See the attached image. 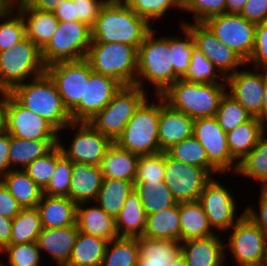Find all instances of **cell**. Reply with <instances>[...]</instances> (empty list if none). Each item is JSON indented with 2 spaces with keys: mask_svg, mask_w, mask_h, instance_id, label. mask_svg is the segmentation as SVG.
I'll list each match as a JSON object with an SVG mask.
<instances>
[{
  "mask_svg": "<svg viewBox=\"0 0 267 266\" xmlns=\"http://www.w3.org/2000/svg\"><path fill=\"white\" fill-rule=\"evenodd\" d=\"M267 129L262 133L258 143L239 163L234 175L258 181L267 185Z\"/></svg>",
  "mask_w": 267,
  "mask_h": 266,
  "instance_id": "39",
  "label": "cell"
},
{
  "mask_svg": "<svg viewBox=\"0 0 267 266\" xmlns=\"http://www.w3.org/2000/svg\"><path fill=\"white\" fill-rule=\"evenodd\" d=\"M166 153L174 160L205 169L212 177L213 174H221L208 161L204 147L194 136L186 138L183 141L173 145L166 151Z\"/></svg>",
  "mask_w": 267,
  "mask_h": 266,
  "instance_id": "40",
  "label": "cell"
},
{
  "mask_svg": "<svg viewBox=\"0 0 267 266\" xmlns=\"http://www.w3.org/2000/svg\"><path fill=\"white\" fill-rule=\"evenodd\" d=\"M204 23L221 43L233 49L246 63L249 61L255 44L256 23L233 13L212 16Z\"/></svg>",
  "mask_w": 267,
  "mask_h": 266,
  "instance_id": "12",
  "label": "cell"
},
{
  "mask_svg": "<svg viewBox=\"0 0 267 266\" xmlns=\"http://www.w3.org/2000/svg\"><path fill=\"white\" fill-rule=\"evenodd\" d=\"M155 98L159 101H148L146 98L137 108L123 132L114 141L120 148L139 156L161 152L158 123L162 108V96L155 95Z\"/></svg>",
  "mask_w": 267,
  "mask_h": 266,
  "instance_id": "5",
  "label": "cell"
},
{
  "mask_svg": "<svg viewBox=\"0 0 267 266\" xmlns=\"http://www.w3.org/2000/svg\"><path fill=\"white\" fill-rule=\"evenodd\" d=\"M53 13L59 22L75 21V10L72 0H62Z\"/></svg>",
  "mask_w": 267,
  "mask_h": 266,
  "instance_id": "59",
  "label": "cell"
},
{
  "mask_svg": "<svg viewBox=\"0 0 267 266\" xmlns=\"http://www.w3.org/2000/svg\"><path fill=\"white\" fill-rule=\"evenodd\" d=\"M215 178L214 175L206 183L198 201L202 204L212 229L222 232L230 230L243 217L245 211L236 216L238 206L235 196Z\"/></svg>",
  "mask_w": 267,
  "mask_h": 266,
  "instance_id": "15",
  "label": "cell"
},
{
  "mask_svg": "<svg viewBox=\"0 0 267 266\" xmlns=\"http://www.w3.org/2000/svg\"><path fill=\"white\" fill-rule=\"evenodd\" d=\"M14 7L24 20L26 37L42 50L51 40L59 24L54 13L36 10L25 0H16Z\"/></svg>",
  "mask_w": 267,
  "mask_h": 266,
  "instance_id": "23",
  "label": "cell"
},
{
  "mask_svg": "<svg viewBox=\"0 0 267 266\" xmlns=\"http://www.w3.org/2000/svg\"><path fill=\"white\" fill-rule=\"evenodd\" d=\"M103 179L100 166L73 162L70 199L77 205L94 203Z\"/></svg>",
  "mask_w": 267,
  "mask_h": 266,
  "instance_id": "24",
  "label": "cell"
},
{
  "mask_svg": "<svg viewBox=\"0 0 267 266\" xmlns=\"http://www.w3.org/2000/svg\"><path fill=\"white\" fill-rule=\"evenodd\" d=\"M219 233L180 242V253L188 266H225L226 248Z\"/></svg>",
  "mask_w": 267,
  "mask_h": 266,
  "instance_id": "20",
  "label": "cell"
},
{
  "mask_svg": "<svg viewBox=\"0 0 267 266\" xmlns=\"http://www.w3.org/2000/svg\"><path fill=\"white\" fill-rule=\"evenodd\" d=\"M73 162L62 155L57 161L55 171L43 194L48 196L69 197Z\"/></svg>",
  "mask_w": 267,
  "mask_h": 266,
  "instance_id": "49",
  "label": "cell"
},
{
  "mask_svg": "<svg viewBox=\"0 0 267 266\" xmlns=\"http://www.w3.org/2000/svg\"><path fill=\"white\" fill-rule=\"evenodd\" d=\"M62 155L61 149L56 145L47 154L31 162L24 171L43 190L53 176L56 161Z\"/></svg>",
  "mask_w": 267,
  "mask_h": 266,
  "instance_id": "47",
  "label": "cell"
},
{
  "mask_svg": "<svg viewBox=\"0 0 267 266\" xmlns=\"http://www.w3.org/2000/svg\"><path fill=\"white\" fill-rule=\"evenodd\" d=\"M91 72L85 58L57 62L46 67V73L54 81L73 122H84L85 79H89Z\"/></svg>",
  "mask_w": 267,
  "mask_h": 266,
  "instance_id": "7",
  "label": "cell"
},
{
  "mask_svg": "<svg viewBox=\"0 0 267 266\" xmlns=\"http://www.w3.org/2000/svg\"><path fill=\"white\" fill-rule=\"evenodd\" d=\"M134 191L147 215L161 212L178 203L164 181L134 182Z\"/></svg>",
  "mask_w": 267,
  "mask_h": 266,
  "instance_id": "38",
  "label": "cell"
},
{
  "mask_svg": "<svg viewBox=\"0 0 267 266\" xmlns=\"http://www.w3.org/2000/svg\"><path fill=\"white\" fill-rule=\"evenodd\" d=\"M12 236V219L0 215V252L10 245Z\"/></svg>",
  "mask_w": 267,
  "mask_h": 266,
  "instance_id": "60",
  "label": "cell"
},
{
  "mask_svg": "<svg viewBox=\"0 0 267 266\" xmlns=\"http://www.w3.org/2000/svg\"><path fill=\"white\" fill-rule=\"evenodd\" d=\"M137 15L150 24L159 20L168 11L176 8L183 11V0H123Z\"/></svg>",
  "mask_w": 267,
  "mask_h": 266,
  "instance_id": "48",
  "label": "cell"
},
{
  "mask_svg": "<svg viewBox=\"0 0 267 266\" xmlns=\"http://www.w3.org/2000/svg\"><path fill=\"white\" fill-rule=\"evenodd\" d=\"M42 231V224L38 209L22 208L12 219V236L10 244L29 243L37 240Z\"/></svg>",
  "mask_w": 267,
  "mask_h": 266,
  "instance_id": "42",
  "label": "cell"
},
{
  "mask_svg": "<svg viewBox=\"0 0 267 266\" xmlns=\"http://www.w3.org/2000/svg\"><path fill=\"white\" fill-rule=\"evenodd\" d=\"M194 120L184 112L175 110L162 98L158 123L159 146L166 152L173 145L193 136Z\"/></svg>",
  "mask_w": 267,
  "mask_h": 266,
  "instance_id": "21",
  "label": "cell"
},
{
  "mask_svg": "<svg viewBox=\"0 0 267 266\" xmlns=\"http://www.w3.org/2000/svg\"><path fill=\"white\" fill-rule=\"evenodd\" d=\"M138 238L118 237L107 243L101 266H136Z\"/></svg>",
  "mask_w": 267,
  "mask_h": 266,
  "instance_id": "41",
  "label": "cell"
},
{
  "mask_svg": "<svg viewBox=\"0 0 267 266\" xmlns=\"http://www.w3.org/2000/svg\"><path fill=\"white\" fill-rule=\"evenodd\" d=\"M193 136L204 147L208 161L221 173L236 172L238 162L231 156L227 133L215 116L194 120Z\"/></svg>",
  "mask_w": 267,
  "mask_h": 266,
  "instance_id": "16",
  "label": "cell"
},
{
  "mask_svg": "<svg viewBox=\"0 0 267 266\" xmlns=\"http://www.w3.org/2000/svg\"><path fill=\"white\" fill-rule=\"evenodd\" d=\"M165 152L139 156L134 182L164 181Z\"/></svg>",
  "mask_w": 267,
  "mask_h": 266,
  "instance_id": "51",
  "label": "cell"
},
{
  "mask_svg": "<svg viewBox=\"0 0 267 266\" xmlns=\"http://www.w3.org/2000/svg\"><path fill=\"white\" fill-rule=\"evenodd\" d=\"M25 37V23L20 12L14 6L0 12V52L13 48Z\"/></svg>",
  "mask_w": 267,
  "mask_h": 266,
  "instance_id": "43",
  "label": "cell"
},
{
  "mask_svg": "<svg viewBox=\"0 0 267 266\" xmlns=\"http://www.w3.org/2000/svg\"><path fill=\"white\" fill-rule=\"evenodd\" d=\"M240 15L256 24L267 21V0H248Z\"/></svg>",
  "mask_w": 267,
  "mask_h": 266,
  "instance_id": "56",
  "label": "cell"
},
{
  "mask_svg": "<svg viewBox=\"0 0 267 266\" xmlns=\"http://www.w3.org/2000/svg\"><path fill=\"white\" fill-rule=\"evenodd\" d=\"M72 128L74 136L70 146L61 142L58 136V146L62 154L72 162L100 166L104 154L113 141L106 135L96 131L88 122H71L64 129Z\"/></svg>",
  "mask_w": 267,
  "mask_h": 266,
  "instance_id": "13",
  "label": "cell"
},
{
  "mask_svg": "<svg viewBox=\"0 0 267 266\" xmlns=\"http://www.w3.org/2000/svg\"><path fill=\"white\" fill-rule=\"evenodd\" d=\"M75 10V21L85 23L93 27L98 18L101 8L108 0H72Z\"/></svg>",
  "mask_w": 267,
  "mask_h": 266,
  "instance_id": "54",
  "label": "cell"
},
{
  "mask_svg": "<svg viewBox=\"0 0 267 266\" xmlns=\"http://www.w3.org/2000/svg\"><path fill=\"white\" fill-rule=\"evenodd\" d=\"M182 24L191 31L195 49L203 53L225 78L240 67H247V63L233 49L221 43L204 22Z\"/></svg>",
  "mask_w": 267,
  "mask_h": 266,
  "instance_id": "17",
  "label": "cell"
},
{
  "mask_svg": "<svg viewBox=\"0 0 267 266\" xmlns=\"http://www.w3.org/2000/svg\"><path fill=\"white\" fill-rule=\"evenodd\" d=\"M16 0H0V12L14 6Z\"/></svg>",
  "mask_w": 267,
  "mask_h": 266,
  "instance_id": "65",
  "label": "cell"
},
{
  "mask_svg": "<svg viewBox=\"0 0 267 266\" xmlns=\"http://www.w3.org/2000/svg\"><path fill=\"white\" fill-rule=\"evenodd\" d=\"M257 211L252 206L245 208V215L252 220L267 236V185L261 186Z\"/></svg>",
  "mask_w": 267,
  "mask_h": 266,
  "instance_id": "55",
  "label": "cell"
},
{
  "mask_svg": "<svg viewBox=\"0 0 267 266\" xmlns=\"http://www.w3.org/2000/svg\"><path fill=\"white\" fill-rule=\"evenodd\" d=\"M183 11L193 14V22H204L226 13V0H183Z\"/></svg>",
  "mask_w": 267,
  "mask_h": 266,
  "instance_id": "52",
  "label": "cell"
},
{
  "mask_svg": "<svg viewBox=\"0 0 267 266\" xmlns=\"http://www.w3.org/2000/svg\"><path fill=\"white\" fill-rule=\"evenodd\" d=\"M226 92V82L195 83L180 78L161 96L171 108L195 120L215 116Z\"/></svg>",
  "mask_w": 267,
  "mask_h": 266,
  "instance_id": "4",
  "label": "cell"
},
{
  "mask_svg": "<svg viewBox=\"0 0 267 266\" xmlns=\"http://www.w3.org/2000/svg\"><path fill=\"white\" fill-rule=\"evenodd\" d=\"M78 232L77 224L58 229L42 228L36 242L41 252L46 251L58 266H65L71 257Z\"/></svg>",
  "mask_w": 267,
  "mask_h": 266,
  "instance_id": "25",
  "label": "cell"
},
{
  "mask_svg": "<svg viewBox=\"0 0 267 266\" xmlns=\"http://www.w3.org/2000/svg\"><path fill=\"white\" fill-rule=\"evenodd\" d=\"M58 140H27L11 136L9 160L10 170H24L31 162L47 154ZM20 168H14L16 166Z\"/></svg>",
  "mask_w": 267,
  "mask_h": 266,
  "instance_id": "35",
  "label": "cell"
},
{
  "mask_svg": "<svg viewBox=\"0 0 267 266\" xmlns=\"http://www.w3.org/2000/svg\"><path fill=\"white\" fill-rule=\"evenodd\" d=\"M256 71V72H255ZM237 70L225 78L227 93L253 117L262 113L264 70ZM262 71V72H260Z\"/></svg>",
  "mask_w": 267,
  "mask_h": 266,
  "instance_id": "19",
  "label": "cell"
},
{
  "mask_svg": "<svg viewBox=\"0 0 267 266\" xmlns=\"http://www.w3.org/2000/svg\"><path fill=\"white\" fill-rule=\"evenodd\" d=\"M181 242L216 234L199 201L179 203Z\"/></svg>",
  "mask_w": 267,
  "mask_h": 266,
  "instance_id": "33",
  "label": "cell"
},
{
  "mask_svg": "<svg viewBox=\"0 0 267 266\" xmlns=\"http://www.w3.org/2000/svg\"><path fill=\"white\" fill-rule=\"evenodd\" d=\"M139 257L136 266H171L180 254V242L169 239L138 237Z\"/></svg>",
  "mask_w": 267,
  "mask_h": 266,
  "instance_id": "29",
  "label": "cell"
},
{
  "mask_svg": "<svg viewBox=\"0 0 267 266\" xmlns=\"http://www.w3.org/2000/svg\"><path fill=\"white\" fill-rule=\"evenodd\" d=\"M86 204L80 203L77 206L76 224L79 232L103 238L108 242L118 238L115 218L97 204L90 207Z\"/></svg>",
  "mask_w": 267,
  "mask_h": 266,
  "instance_id": "27",
  "label": "cell"
},
{
  "mask_svg": "<svg viewBox=\"0 0 267 266\" xmlns=\"http://www.w3.org/2000/svg\"><path fill=\"white\" fill-rule=\"evenodd\" d=\"M219 77L221 80H219ZM195 83H223L225 77L218 72L214 64L203 53L195 49L192 53L190 66L181 78Z\"/></svg>",
  "mask_w": 267,
  "mask_h": 266,
  "instance_id": "45",
  "label": "cell"
},
{
  "mask_svg": "<svg viewBox=\"0 0 267 266\" xmlns=\"http://www.w3.org/2000/svg\"><path fill=\"white\" fill-rule=\"evenodd\" d=\"M152 29L123 0H108L91 28L92 43H122L139 49Z\"/></svg>",
  "mask_w": 267,
  "mask_h": 266,
  "instance_id": "1",
  "label": "cell"
},
{
  "mask_svg": "<svg viewBox=\"0 0 267 266\" xmlns=\"http://www.w3.org/2000/svg\"><path fill=\"white\" fill-rule=\"evenodd\" d=\"M181 28L184 39L178 36H169V48L173 52V68L179 78H182L188 70L192 53L195 50L191 31L184 24H181Z\"/></svg>",
  "mask_w": 267,
  "mask_h": 266,
  "instance_id": "44",
  "label": "cell"
},
{
  "mask_svg": "<svg viewBox=\"0 0 267 266\" xmlns=\"http://www.w3.org/2000/svg\"><path fill=\"white\" fill-rule=\"evenodd\" d=\"M248 0H226V13L240 14Z\"/></svg>",
  "mask_w": 267,
  "mask_h": 266,
  "instance_id": "64",
  "label": "cell"
},
{
  "mask_svg": "<svg viewBox=\"0 0 267 266\" xmlns=\"http://www.w3.org/2000/svg\"><path fill=\"white\" fill-rule=\"evenodd\" d=\"M134 191V182L117 179H103L94 203L116 218L128 196Z\"/></svg>",
  "mask_w": 267,
  "mask_h": 266,
  "instance_id": "37",
  "label": "cell"
},
{
  "mask_svg": "<svg viewBox=\"0 0 267 266\" xmlns=\"http://www.w3.org/2000/svg\"><path fill=\"white\" fill-rule=\"evenodd\" d=\"M11 95L22 106L43 117L58 133L72 122L54 81L47 73L16 85Z\"/></svg>",
  "mask_w": 267,
  "mask_h": 266,
  "instance_id": "3",
  "label": "cell"
},
{
  "mask_svg": "<svg viewBox=\"0 0 267 266\" xmlns=\"http://www.w3.org/2000/svg\"><path fill=\"white\" fill-rule=\"evenodd\" d=\"M146 98H148L147 92L139 86H122L105 108L88 123L114 142Z\"/></svg>",
  "mask_w": 267,
  "mask_h": 266,
  "instance_id": "9",
  "label": "cell"
},
{
  "mask_svg": "<svg viewBox=\"0 0 267 266\" xmlns=\"http://www.w3.org/2000/svg\"><path fill=\"white\" fill-rule=\"evenodd\" d=\"M10 139L11 135L7 131L0 133V177L10 171Z\"/></svg>",
  "mask_w": 267,
  "mask_h": 266,
  "instance_id": "58",
  "label": "cell"
},
{
  "mask_svg": "<svg viewBox=\"0 0 267 266\" xmlns=\"http://www.w3.org/2000/svg\"><path fill=\"white\" fill-rule=\"evenodd\" d=\"M253 64L255 69L267 70V21L259 23L255 30V44L252 56L247 65Z\"/></svg>",
  "mask_w": 267,
  "mask_h": 266,
  "instance_id": "53",
  "label": "cell"
},
{
  "mask_svg": "<svg viewBox=\"0 0 267 266\" xmlns=\"http://www.w3.org/2000/svg\"><path fill=\"white\" fill-rule=\"evenodd\" d=\"M147 214L138 194L133 191L115 218L118 237L138 238L143 236Z\"/></svg>",
  "mask_w": 267,
  "mask_h": 266,
  "instance_id": "32",
  "label": "cell"
},
{
  "mask_svg": "<svg viewBox=\"0 0 267 266\" xmlns=\"http://www.w3.org/2000/svg\"><path fill=\"white\" fill-rule=\"evenodd\" d=\"M266 129L258 117L252 116L247 122L228 131L227 141L231 156L239 163L254 149Z\"/></svg>",
  "mask_w": 267,
  "mask_h": 266,
  "instance_id": "30",
  "label": "cell"
},
{
  "mask_svg": "<svg viewBox=\"0 0 267 266\" xmlns=\"http://www.w3.org/2000/svg\"><path fill=\"white\" fill-rule=\"evenodd\" d=\"M263 106L262 113L258 116L263 125L267 128V70H264V88H263Z\"/></svg>",
  "mask_w": 267,
  "mask_h": 266,
  "instance_id": "63",
  "label": "cell"
},
{
  "mask_svg": "<svg viewBox=\"0 0 267 266\" xmlns=\"http://www.w3.org/2000/svg\"><path fill=\"white\" fill-rule=\"evenodd\" d=\"M155 33L153 28L139 46L136 85L146 92L148 81L155 88L154 95H162L180 78L174 72L169 37H155Z\"/></svg>",
  "mask_w": 267,
  "mask_h": 266,
  "instance_id": "2",
  "label": "cell"
},
{
  "mask_svg": "<svg viewBox=\"0 0 267 266\" xmlns=\"http://www.w3.org/2000/svg\"><path fill=\"white\" fill-rule=\"evenodd\" d=\"M122 86L116 79L92 71L89 79H85L84 122L104 109Z\"/></svg>",
  "mask_w": 267,
  "mask_h": 266,
  "instance_id": "22",
  "label": "cell"
},
{
  "mask_svg": "<svg viewBox=\"0 0 267 266\" xmlns=\"http://www.w3.org/2000/svg\"><path fill=\"white\" fill-rule=\"evenodd\" d=\"M0 181L22 208H35L43 196V190L22 169L10 170Z\"/></svg>",
  "mask_w": 267,
  "mask_h": 266,
  "instance_id": "31",
  "label": "cell"
},
{
  "mask_svg": "<svg viewBox=\"0 0 267 266\" xmlns=\"http://www.w3.org/2000/svg\"><path fill=\"white\" fill-rule=\"evenodd\" d=\"M77 206L69 197L43 194L36 207L42 228L58 229L76 224Z\"/></svg>",
  "mask_w": 267,
  "mask_h": 266,
  "instance_id": "26",
  "label": "cell"
},
{
  "mask_svg": "<svg viewBox=\"0 0 267 266\" xmlns=\"http://www.w3.org/2000/svg\"><path fill=\"white\" fill-rule=\"evenodd\" d=\"M92 43L91 27L78 20L59 22L49 43L41 50L45 66L86 57Z\"/></svg>",
  "mask_w": 267,
  "mask_h": 266,
  "instance_id": "10",
  "label": "cell"
},
{
  "mask_svg": "<svg viewBox=\"0 0 267 266\" xmlns=\"http://www.w3.org/2000/svg\"><path fill=\"white\" fill-rule=\"evenodd\" d=\"M32 8L43 12H54L62 0H25Z\"/></svg>",
  "mask_w": 267,
  "mask_h": 266,
  "instance_id": "62",
  "label": "cell"
},
{
  "mask_svg": "<svg viewBox=\"0 0 267 266\" xmlns=\"http://www.w3.org/2000/svg\"><path fill=\"white\" fill-rule=\"evenodd\" d=\"M7 255V263L9 266H39L41 251L37 242L10 244L0 252Z\"/></svg>",
  "mask_w": 267,
  "mask_h": 266,
  "instance_id": "50",
  "label": "cell"
},
{
  "mask_svg": "<svg viewBox=\"0 0 267 266\" xmlns=\"http://www.w3.org/2000/svg\"><path fill=\"white\" fill-rule=\"evenodd\" d=\"M11 90L0 87V133L6 131V111Z\"/></svg>",
  "mask_w": 267,
  "mask_h": 266,
  "instance_id": "61",
  "label": "cell"
},
{
  "mask_svg": "<svg viewBox=\"0 0 267 266\" xmlns=\"http://www.w3.org/2000/svg\"><path fill=\"white\" fill-rule=\"evenodd\" d=\"M107 243L103 238L78 232L65 266H101Z\"/></svg>",
  "mask_w": 267,
  "mask_h": 266,
  "instance_id": "36",
  "label": "cell"
},
{
  "mask_svg": "<svg viewBox=\"0 0 267 266\" xmlns=\"http://www.w3.org/2000/svg\"><path fill=\"white\" fill-rule=\"evenodd\" d=\"M211 178L205 169L174 160L165 152L164 183L178 203L198 201Z\"/></svg>",
  "mask_w": 267,
  "mask_h": 266,
  "instance_id": "14",
  "label": "cell"
},
{
  "mask_svg": "<svg viewBox=\"0 0 267 266\" xmlns=\"http://www.w3.org/2000/svg\"><path fill=\"white\" fill-rule=\"evenodd\" d=\"M143 236L181 242L179 203L161 212L148 214Z\"/></svg>",
  "mask_w": 267,
  "mask_h": 266,
  "instance_id": "34",
  "label": "cell"
},
{
  "mask_svg": "<svg viewBox=\"0 0 267 266\" xmlns=\"http://www.w3.org/2000/svg\"><path fill=\"white\" fill-rule=\"evenodd\" d=\"M85 59L93 72L110 76L123 86L136 85V47L122 43H91Z\"/></svg>",
  "mask_w": 267,
  "mask_h": 266,
  "instance_id": "6",
  "label": "cell"
},
{
  "mask_svg": "<svg viewBox=\"0 0 267 266\" xmlns=\"http://www.w3.org/2000/svg\"><path fill=\"white\" fill-rule=\"evenodd\" d=\"M44 73L46 66L41 49L27 37L13 48L0 52V87L12 90Z\"/></svg>",
  "mask_w": 267,
  "mask_h": 266,
  "instance_id": "8",
  "label": "cell"
},
{
  "mask_svg": "<svg viewBox=\"0 0 267 266\" xmlns=\"http://www.w3.org/2000/svg\"><path fill=\"white\" fill-rule=\"evenodd\" d=\"M138 158L139 155L122 149L113 142L104 154L100 164L103 178L134 182Z\"/></svg>",
  "mask_w": 267,
  "mask_h": 266,
  "instance_id": "28",
  "label": "cell"
},
{
  "mask_svg": "<svg viewBox=\"0 0 267 266\" xmlns=\"http://www.w3.org/2000/svg\"><path fill=\"white\" fill-rule=\"evenodd\" d=\"M21 209L22 207L18 204L17 200L0 181V215L9 219H14Z\"/></svg>",
  "mask_w": 267,
  "mask_h": 266,
  "instance_id": "57",
  "label": "cell"
},
{
  "mask_svg": "<svg viewBox=\"0 0 267 266\" xmlns=\"http://www.w3.org/2000/svg\"><path fill=\"white\" fill-rule=\"evenodd\" d=\"M6 131L27 140H58V131L43 117L22 106L12 95L7 104Z\"/></svg>",
  "mask_w": 267,
  "mask_h": 266,
  "instance_id": "18",
  "label": "cell"
},
{
  "mask_svg": "<svg viewBox=\"0 0 267 266\" xmlns=\"http://www.w3.org/2000/svg\"><path fill=\"white\" fill-rule=\"evenodd\" d=\"M171 266H188L185 258L180 253L172 262Z\"/></svg>",
  "mask_w": 267,
  "mask_h": 266,
  "instance_id": "66",
  "label": "cell"
},
{
  "mask_svg": "<svg viewBox=\"0 0 267 266\" xmlns=\"http://www.w3.org/2000/svg\"><path fill=\"white\" fill-rule=\"evenodd\" d=\"M225 246L239 266L267 265V236L245 214L232 227Z\"/></svg>",
  "mask_w": 267,
  "mask_h": 266,
  "instance_id": "11",
  "label": "cell"
},
{
  "mask_svg": "<svg viewBox=\"0 0 267 266\" xmlns=\"http://www.w3.org/2000/svg\"><path fill=\"white\" fill-rule=\"evenodd\" d=\"M215 117L219 125L227 133L238 125L247 122L252 116L226 92L221 98Z\"/></svg>",
  "mask_w": 267,
  "mask_h": 266,
  "instance_id": "46",
  "label": "cell"
}]
</instances>
